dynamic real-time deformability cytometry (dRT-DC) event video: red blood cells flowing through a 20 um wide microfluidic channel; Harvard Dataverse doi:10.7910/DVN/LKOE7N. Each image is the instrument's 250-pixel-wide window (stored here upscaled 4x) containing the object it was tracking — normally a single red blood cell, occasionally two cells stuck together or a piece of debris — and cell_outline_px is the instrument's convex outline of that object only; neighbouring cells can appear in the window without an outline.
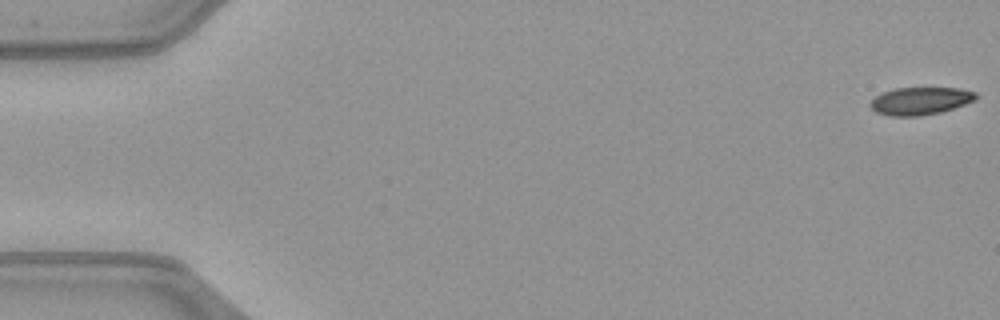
{"species": "common noctule bat (a hibernating species)", "species_latin": "Nyctalus noctula", "temperature_condition": "warm", "stored_images_in_passage": 10, "camera_frame_rate_fps": 3000, "um_per_image_px": 0.085, "animal": {"sex": "female", "body_mass_g": 21.9}, "frame": {"image": 1, "passage_image": 1, "time_ms": 0.0, "image_size_px": [1000, 320], "cell_outline_px": [[976, 100], [940, 112], [920, 116], [888, 116], [876, 112], [868, 104], [876, 96], [884, 92], [896, 88], [960, 88], [976, 92]], "centroid_in_image_um": [78.21, 8.58], "position_along_channel_um": 6.8, "area_um2": 16.88}}